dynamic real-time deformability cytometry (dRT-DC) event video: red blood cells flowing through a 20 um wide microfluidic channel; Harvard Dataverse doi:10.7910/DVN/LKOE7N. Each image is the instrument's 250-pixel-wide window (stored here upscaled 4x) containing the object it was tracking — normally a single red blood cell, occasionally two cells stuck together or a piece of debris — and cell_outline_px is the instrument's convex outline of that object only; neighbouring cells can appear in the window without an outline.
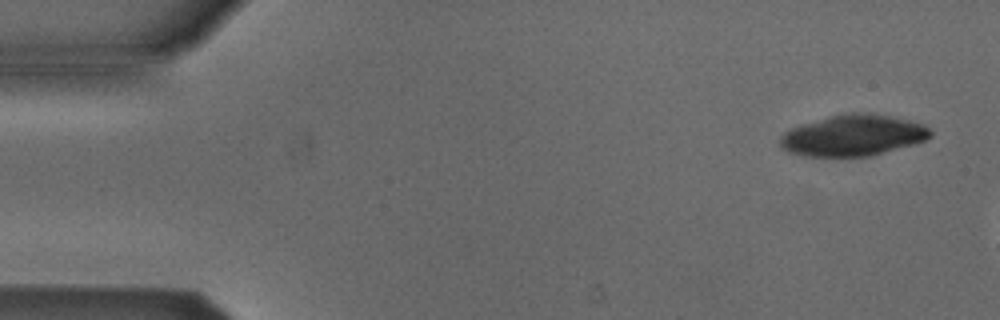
{"species": "Egyptian fruit bat (a non-hibernating species)", "species_latin": "Rousettus aegyptiacus", "temperature_condition": "cold", "stored_images_in_passage": 3, "camera_frame_rate_fps": 3000, "um_per_image_px": 0.085, "animal": {"sex": "male"}, "frame": {"image": 1, "passage_image": 1, "time_ms": 0.0, "image_size_px": [1000, 320], "cell_outline_px": [[932, 136], [924, 140], [912, 144], [868, 156], [804, 156], [788, 152], [780, 148], [780, 136], [784, 132], [800, 124], [828, 116], [852, 112], [868, 112], [908, 120], [924, 124], [932, 132]], "centroid_in_image_um": [72.46, 11.5], "position_along_channel_um": 12.5, "area_um2": 35.89}}